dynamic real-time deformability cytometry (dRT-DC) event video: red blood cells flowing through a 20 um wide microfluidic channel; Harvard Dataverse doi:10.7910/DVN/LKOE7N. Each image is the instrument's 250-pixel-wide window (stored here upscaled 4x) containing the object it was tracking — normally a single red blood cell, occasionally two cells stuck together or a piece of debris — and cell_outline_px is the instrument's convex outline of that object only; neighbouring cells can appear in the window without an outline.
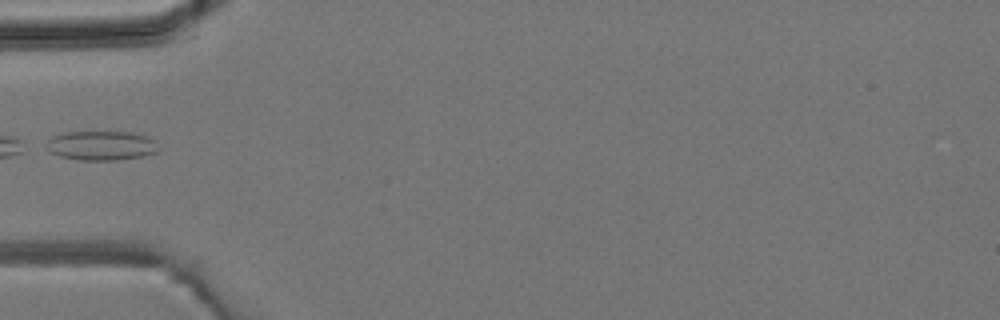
{"species": "common noctule bat (a hibernating species)", "species_latin": "Nyctalus noctula", "temperature_condition": "room temperature", "stored_images_in_passage": 2, "camera_frame_rate_fps": 3000, "um_per_image_px": 0.085, "animal": {"sex": "male", "body_mass_g": 19.2, "forearm_length_mm": 51.8}, "frame": {"image": 1, "passage_image": 2, "time_ms": 1.0, "image_size_px": [1000, 320], "cell_outline_px": [[156, 152], [144, 156], [116, 160], [76, 160], [60, 156], [48, 152], [40, 148], [40, 144], [52, 136], [60, 132], [132, 132], [148, 136], [156, 140]], "centroid_in_image_um": [8.47, 12.37], "position_along_channel_um": 76.5, "area_um2": 19.83}}